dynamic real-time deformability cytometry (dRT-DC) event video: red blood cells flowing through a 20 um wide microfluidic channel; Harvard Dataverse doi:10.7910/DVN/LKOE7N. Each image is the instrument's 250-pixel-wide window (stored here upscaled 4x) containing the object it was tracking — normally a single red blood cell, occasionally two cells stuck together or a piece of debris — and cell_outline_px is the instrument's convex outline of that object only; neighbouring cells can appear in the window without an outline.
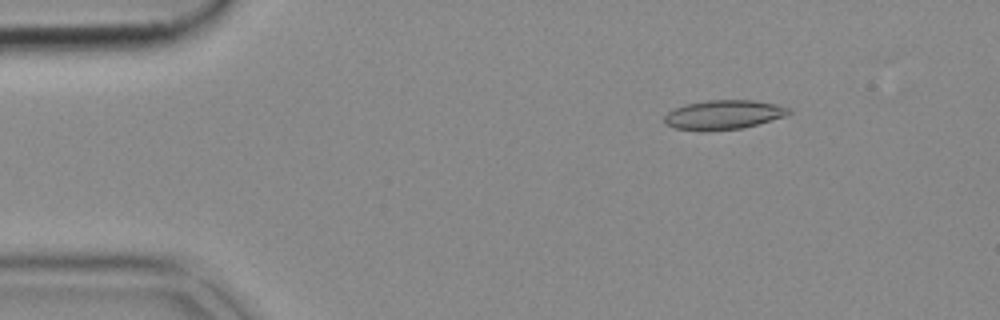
{"species": "common noctule bat (a hibernating species)", "species_latin": "Nyctalus noctula", "temperature_condition": "cold", "stored_images_in_passage": 52, "camera_frame_rate_fps": 3000, "um_per_image_px": 0.085, "animal": {"sex": "female", "body_mass_g": 18.4}, "frame": {"image": 1, "passage_image": 7, "time_ms": 2.0, "image_size_px": [1000, 320], "cell_outline_px": [[792, 112], [784, 116], [744, 128], [708, 132], [700, 132], [676, 128], [664, 124], [664, 116], [668, 112], [684, 104], [708, 100], [752, 100], [776, 104], [792, 108]], "centroid_in_image_um": [61.48, 9.77], "position_along_channel_um": 23.5, "area_um2": 21.56}}
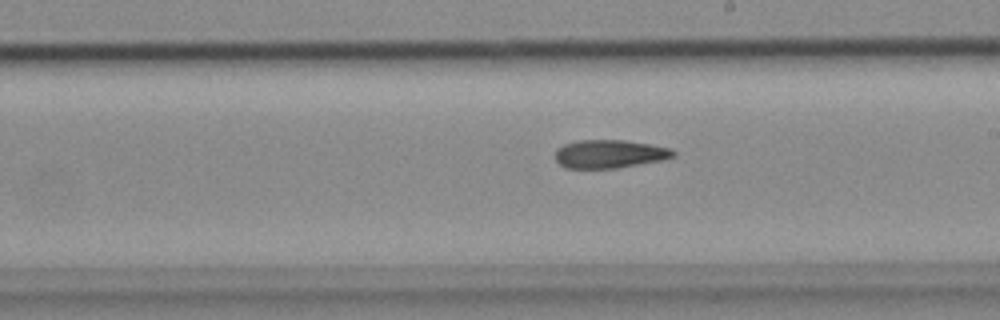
{"frame": {"image": 2, "passage_image": 29, "time_ms": 9.333, "image_size_px": [1000, 320], "cell_outline_px": [[676, 156], [664, 160], [616, 168], [564, 168], [556, 160], [556, 148], [564, 144], [576, 140], [624, 140], [672, 148], [676, 152]], "centroid_in_image_um": [51.83, 13.08], "position_along_channel_um": 237.2, "area_um2": 19.59}}
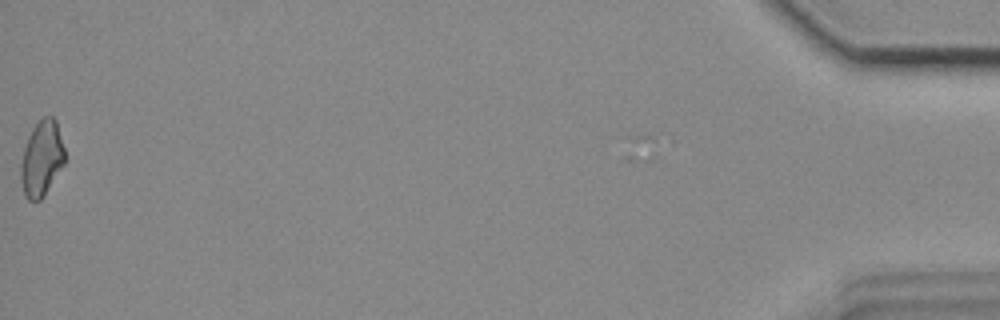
{"frame": {"image": 3, "passage_image": 52, "time_ms": 17.0, "image_size_px": [1000, 320], "cell_outline_px": [[64, 164], [40, 200], [28, 200], [24, 196], [20, 180], [20, 164], [24, 148], [28, 136], [32, 128], [44, 116], [52, 116], [56, 120], [64, 148]], "centroid_in_image_um": [3.52, 13.47], "position_along_channel_um": 431.7, "area_um2": 19.19}}